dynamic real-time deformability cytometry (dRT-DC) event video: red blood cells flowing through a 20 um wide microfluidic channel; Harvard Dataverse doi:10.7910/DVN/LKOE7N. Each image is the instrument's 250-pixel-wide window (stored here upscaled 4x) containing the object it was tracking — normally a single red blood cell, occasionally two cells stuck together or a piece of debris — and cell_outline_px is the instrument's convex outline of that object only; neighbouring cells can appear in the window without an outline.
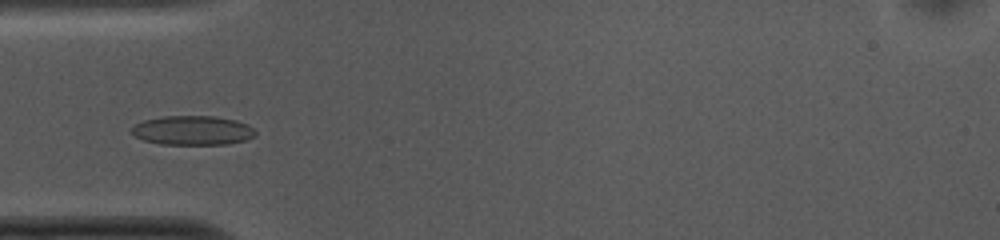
{"species": "common noctule bat (a hibernating species)", "species_latin": "Nyctalus noctula", "temperature_condition": "cold", "stored_images_in_passage": 51, "camera_frame_rate_fps": 3000, "um_per_image_px": 0.085, "animal": {"sex": "female", "body_mass_g": 10.0, "forearm_length_mm": 53.1}, "frame": {"image": 1, "passage_image": 14, "time_ms": 4.333, "image_size_px": [1000, 240], "cell_outline_px": [[256, 136], [244, 140], [228, 144], [160, 144], [144, 140], [136, 136], [132, 132], [132, 128], [136, 124], [144, 120], [164, 116], [212, 116], [236, 120], [248, 124], [256, 132]], "centroid_in_image_um": [16.4, 11.08], "position_along_channel_um": 68.6, "area_um2": 20.98}}
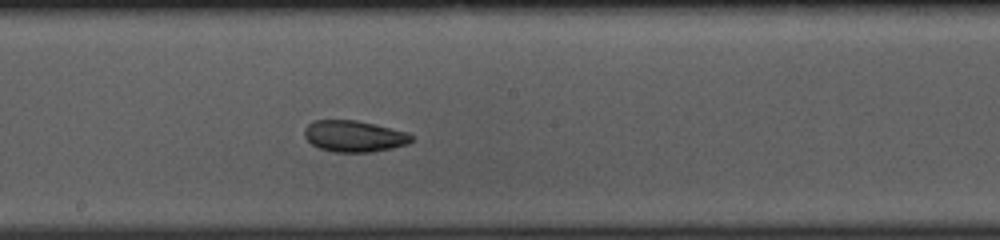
{"frame": {"image": 2, "passage_image": 26, "time_ms": 8.333, "image_size_px": [1000, 240], "cell_outline_px": [[412, 140], [408, 144], [392, 148], [372, 152], [332, 152], [320, 148], [312, 144], [304, 136], [304, 128], [312, 120], [356, 120], [408, 132], [412, 136]], "centroid_in_image_um": [30.08, 11.58], "position_along_channel_um": 218.1, "area_um2": 19.59}}
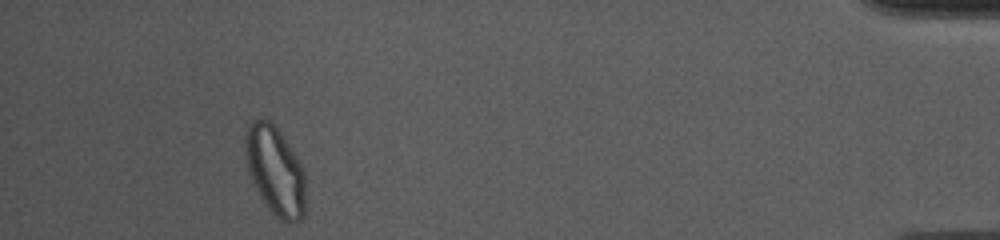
{"frame": {"image": 3, "passage_image": 47, "time_ms": 15.333, "image_size_px": [1000, 240], "cell_outline_px": [[304, 216], [296, 224], [288, 224], [280, 220], [268, 208], [256, 188], [248, 172], [244, 156], [244, 136], [248, 124], [256, 116], [260, 116], [268, 120], [280, 132], [304, 168]], "centroid_in_image_um": [23.36, 14.49], "position_along_channel_um": 411.8, "area_um2": 31.56}, "authors_computed_cell_mechanics": {"area_um2": 21.097, "velocity_mm_per_s": 3.7189, "shape_relaxation_time_tau1_ms": null, "shape_relaxation_time_tau2_ms": 5.1103, "deformation_change_tau1": null, "deformation_change_tau2": 0.097}}